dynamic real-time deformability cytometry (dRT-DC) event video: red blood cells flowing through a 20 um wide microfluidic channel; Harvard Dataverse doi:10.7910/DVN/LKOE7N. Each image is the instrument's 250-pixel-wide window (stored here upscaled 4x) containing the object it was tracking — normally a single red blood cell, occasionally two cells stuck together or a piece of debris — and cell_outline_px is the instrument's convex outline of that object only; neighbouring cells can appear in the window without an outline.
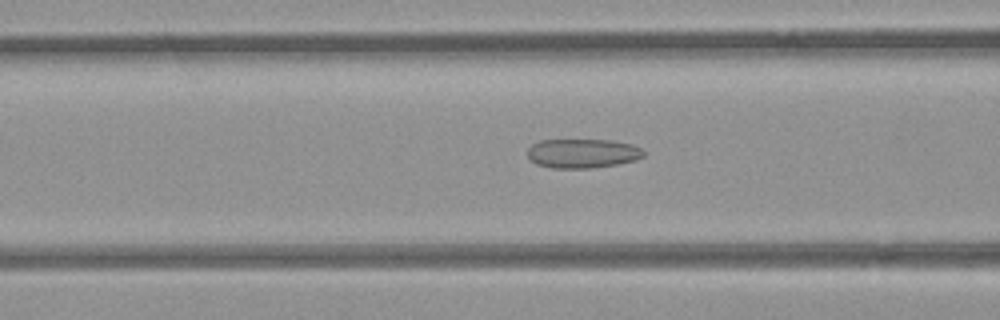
{"species": "common noctule bat (a hibernating species)", "species_latin": "Nyctalus noctula", "temperature_condition": "room temperature", "stored_images_in_passage": 52, "camera_frame_rate_fps": 3000, "um_per_image_px": 0.085, "animal": {"sex": "female", "body_mass_g": 21.9}, "frame": {"image": 1, "passage_image": 20, "time_ms": 6.333, "image_size_px": [1000, 320], "cell_outline_px": [[644, 156], [636, 160], [616, 164], [592, 168], [552, 168], [536, 164], [528, 156], [528, 148], [532, 144], [540, 140], [608, 140], [632, 144], [640, 148], [644, 152]], "centroid_in_image_um": [49.51, 13.04], "position_along_channel_um": 117.1, "area_um2": 19.71}}
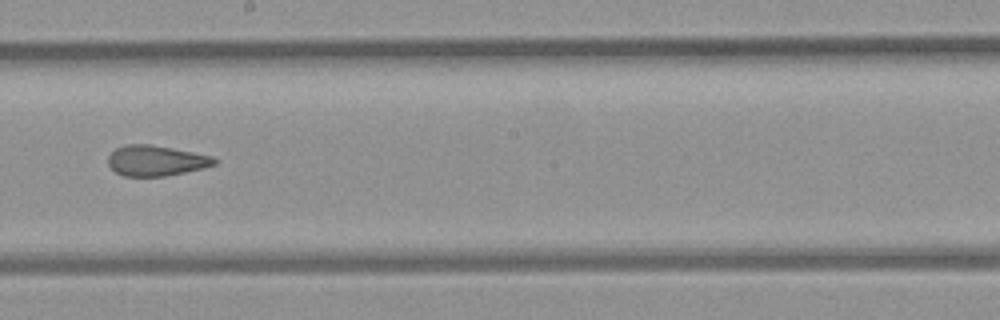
{"frame": {"image": 2, "passage_image": 29, "time_ms": 9.333, "image_size_px": [1000, 320], "cell_outline_px": [[220, 160], [216, 164], [184, 172], [164, 176], [124, 176], [116, 172], [108, 164], [108, 156], [116, 148], [124, 144], [148, 144], [172, 148], [212, 156]], "centroid_in_image_um": [13.25, 13.64], "position_along_channel_um": 235.0, "area_um2": 18.73}}
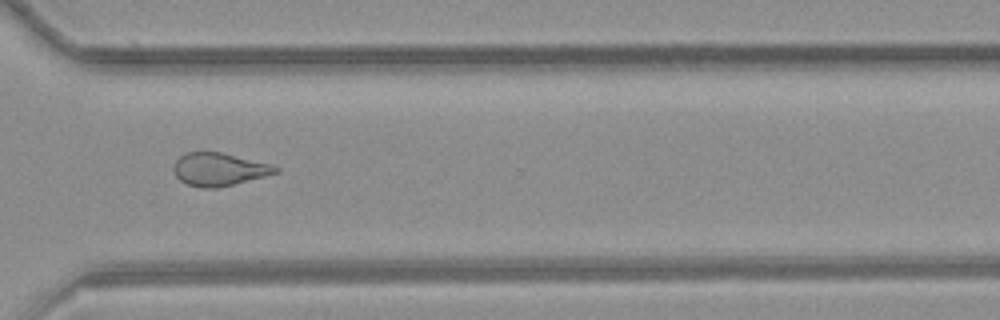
{"frame": {"image": 3, "passage_image": 38, "time_ms": 12.333, "image_size_px": [1000, 320], "cell_outline_px": [[280, 172], [216, 188], [200, 188], [188, 184], [180, 180], [176, 176], [172, 168], [176, 160], [180, 156], [188, 152], [220, 152], [272, 164], [280, 168]], "centroid_in_image_um": [18.61, 14.39], "position_along_channel_um": 352.0, "area_um2": 19.42}, "authors_computed_cell_mechanics": {"area_um2": 21.0392, "velocity_mm_per_s": 3.9138, "shape_relaxation_time_tau1_ms": null, "shape_relaxation_time_tau2_ms": 1.9167, "deformation_change_tau1": null, "deformation_change_tau2": 0.1046}}